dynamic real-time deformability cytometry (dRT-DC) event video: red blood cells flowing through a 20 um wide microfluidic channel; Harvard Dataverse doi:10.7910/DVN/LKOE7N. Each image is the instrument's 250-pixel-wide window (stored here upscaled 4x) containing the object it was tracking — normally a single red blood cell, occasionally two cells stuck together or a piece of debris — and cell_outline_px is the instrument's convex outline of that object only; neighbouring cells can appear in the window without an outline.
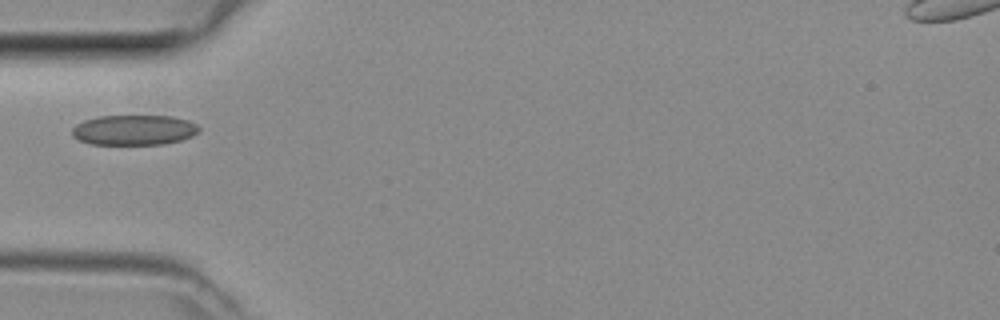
{"species": "common noctule bat (a hibernating species)", "species_latin": "Nyctalus noctula", "temperature_condition": "room temperature", "stored_images_in_passage": 2, "camera_frame_rate_fps": 3000, "um_per_image_px": 0.085, "animal": {"sex": "female", "body_mass_g": 29.2, "forearm_length_mm": 56.3}, "frame": {"image": 1, "passage_image": 1, "time_ms": 0.0, "image_size_px": [1000, 320], "cell_outline_px": [[200, 132], [192, 136], [180, 140], [164, 144], [92, 144], [80, 140], [72, 136], [72, 128], [76, 124], [84, 120], [96, 116], [172, 116], [188, 120], [196, 124], [200, 128]], "centroid_in_image_um": [11.4, 11.04], "position_along_channel_um": 73.6, "area_um2": 22.37}}
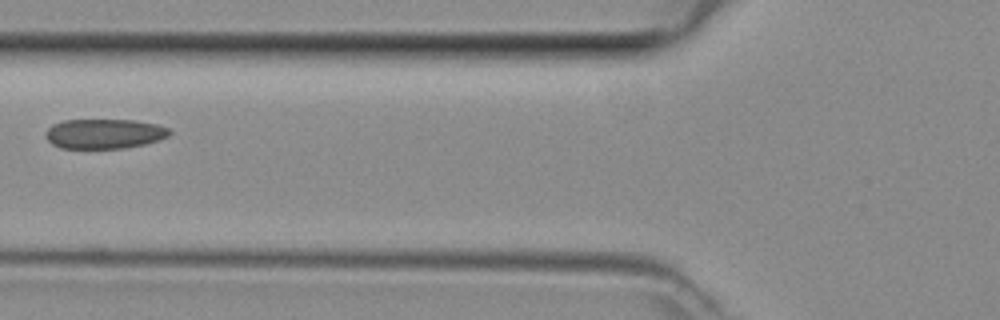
{"frame": {"image": 2, "passage_image": 2, "time_ms": 0.333, "image_size_px": [1000, 320], "cell_outline_px": [[172, 132], [168, 136], [144, 144], [120, 148], [60, 148], [52, 144], [48, 140], [44, 132], [52, 124], [64, 120], [136, 120], [156, 124], [168, 128]], "centroid_in_image_um": [8.83, 11.36], "position_along_channel_um": 117.0, "area_um2": 21.39}}